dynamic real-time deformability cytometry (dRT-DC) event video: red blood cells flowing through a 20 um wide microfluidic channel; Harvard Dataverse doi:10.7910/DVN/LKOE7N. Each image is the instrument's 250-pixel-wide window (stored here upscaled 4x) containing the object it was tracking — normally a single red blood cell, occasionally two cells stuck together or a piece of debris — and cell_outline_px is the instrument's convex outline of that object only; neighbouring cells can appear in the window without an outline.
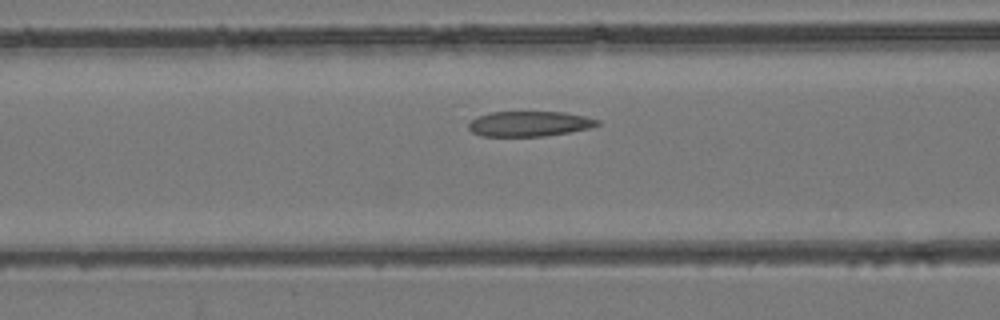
{"species": "common noctule bat (a hibernating species)", "species_latin": "Nyctalus noctula", "temperature_condition": "room temperature", "stored_images_in_passage": 34, "camera_frame_rate_fps": 3000, "um_per_image_px": 0.085, "animal": {"sex": "female", "body_mass_g": 24.6, "forearm_length_mm": 56.2}, "frame": {"image": 1, "passage_image": 7, "time_ms": 2.0, "image_size_px": [1000, 320], "cell_outline_px": [[600, 124], [592, 128], [544, 136], [480, 136], [472, 132], [468, 128], [468, 124], [476, 116], [492, 112], [564, 112], [584, 116], [600, 120]], "centroid_in_image_um": [44.99, 10.52], "position_along_channel_um": 121.6, "area_um2": 18.96}}
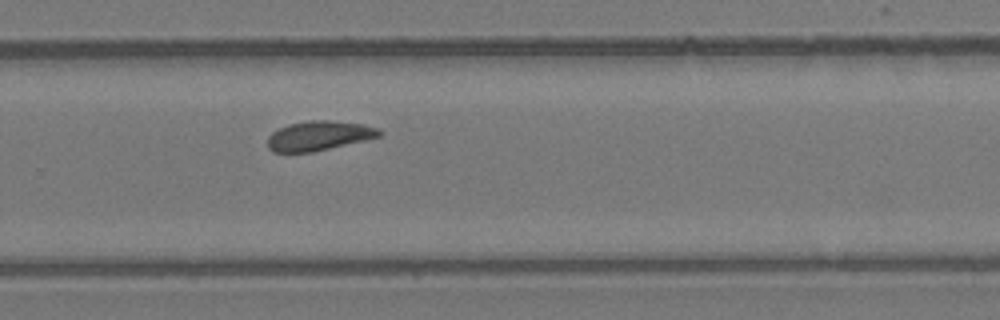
{"frame": {"image": 2, "passage_image": 19, "time_ms": 6.0, "image_size_px": [1000, 320], "cell_outline_px": [[384, 132], [380, 136], [364, 140], [312, 152], [272, 152], [268, 148], [268, 136], [272, 132], [288, 124], [308, 120], [332, 120], [364, 124], [380, 128]], "centroid_in_image_um": [27.12, 11.52], "position_along_channel_um": 302.7, "area_um2": 19.31}}
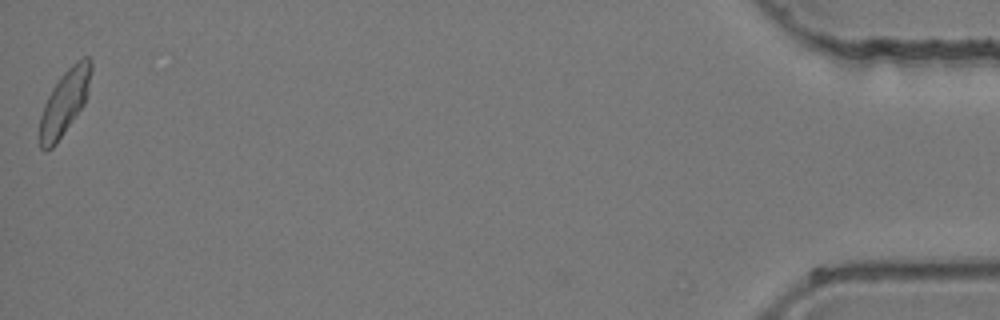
{"frame": {"image": 3, "passage_image": 34, "time_ms": 11.0, "image_size_px": [1000, 320], "cell_outline_px": [[92, 72], [88, 92], [84, 104], [56, 144], [52, 148], [40, 148], [40, 116], [44, 104], [52, 88], [60, 76], [76, 60], [84, 56], [88, 56], [92, 60]], "centroid_in_image_um": [5.52, 8.63], "position_along_channel_um": 429.7, "area_um2": 19.36}}